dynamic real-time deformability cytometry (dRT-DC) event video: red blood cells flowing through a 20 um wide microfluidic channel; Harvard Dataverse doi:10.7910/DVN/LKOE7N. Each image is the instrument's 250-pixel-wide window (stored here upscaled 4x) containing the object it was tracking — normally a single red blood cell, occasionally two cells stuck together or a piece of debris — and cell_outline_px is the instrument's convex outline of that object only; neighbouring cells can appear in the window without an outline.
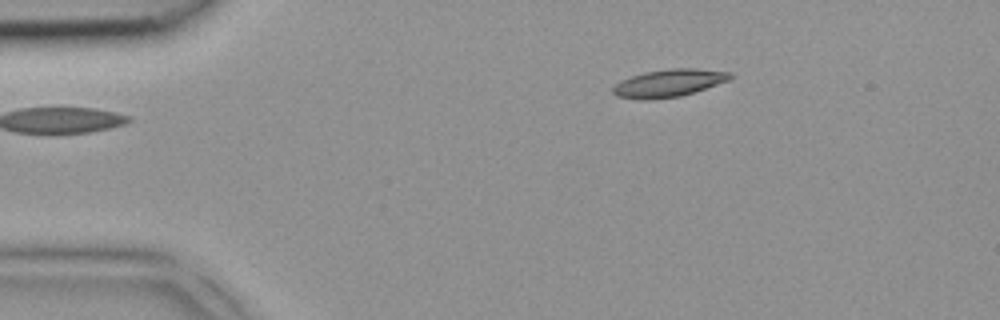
{"species": "common noctule bat (a hibernating species)", "species_latin": "Nyctalus noctula", "temperature_condition": "room temperature", "stored_images_in_passage": 3, "camera_frame_rate_fps": 3000, "um_per_image_px": 0.085, "animal": {"sex": "female", "body_mass_g": 18.4}, "frame": {"image": 1, "passage_image": 1, "time_ms": 0.0, "image_size_px": [1000, 320], "cell_outline_px": [[732, 76], [728, 80], [680, 96], [652, 100], [644, 100], [616, 96], [612, 92], [612, 88], [620, 80], [644, 72], [672, 68], [692, 68], [728, 72]], "centroid_in_image_um": [56.76, 7.07], "position_along_channel_um": 28.2, "area_um2": 18.55}}
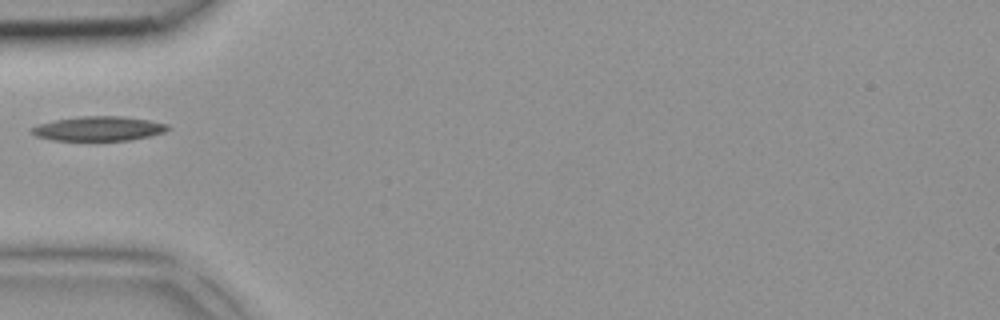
{"frame": {"image": 2, "passage_image": 3, "time_ms": 0.667, "image_size_px": [1000, 320], "cell_outline_px": [[172, 128], [164, 132], [148, 136], [128, 140], [52, 140], [36, 136], [32, 132], [32, 128], [36, 124], [56, 120], [80, 116], [120, 116], [148, 120], [168, 124]], "centroid_in_image_um": [8.39, 10.92], "position_along_channel_um": 76.6, "area_um2": 19.25}}